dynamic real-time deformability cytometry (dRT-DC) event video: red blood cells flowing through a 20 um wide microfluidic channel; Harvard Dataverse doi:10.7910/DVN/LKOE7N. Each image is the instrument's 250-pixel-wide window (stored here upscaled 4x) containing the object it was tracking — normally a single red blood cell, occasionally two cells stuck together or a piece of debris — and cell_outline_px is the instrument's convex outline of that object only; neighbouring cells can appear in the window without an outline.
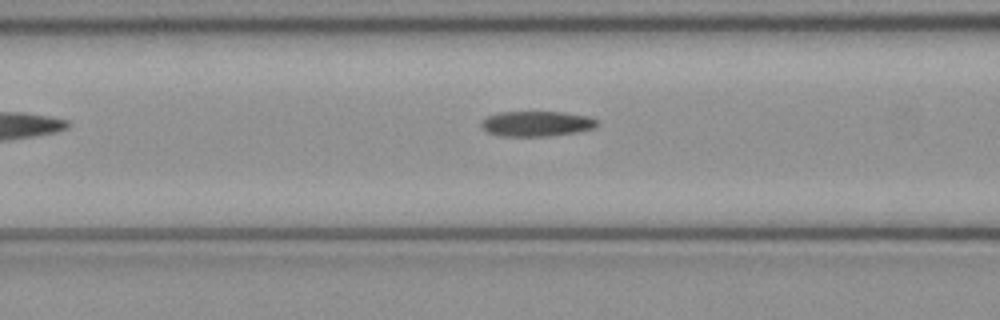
{"species": "common noctule bat (a hibernating species)", "species_latin": "Nyctalus noctula", "temperature_condition": "cold", "stored_images_in_passage": 6, "camera_frame_rate_fps": 3000, "um_per_image_px": 0.085, "animal": {"sex": "female", "body_mass_g": 21.9}, "frame": {"image": 1, "passage_image": 6, "time_ms": 1.667, "image_size_px": [1000, 320], "cell_outline_px": [[600, 124], [596, 128], [580, 132], [548, 136], [500, 136], [488, 132], [480, 124], [480, 120], [484, 116], [500, 112], [564, 112], [588, 116], [596, 120]], "centroid_in_image_um": [45.62, 10.51], "position_along_channel_um": 121.0, "area_um2": 17.34}}